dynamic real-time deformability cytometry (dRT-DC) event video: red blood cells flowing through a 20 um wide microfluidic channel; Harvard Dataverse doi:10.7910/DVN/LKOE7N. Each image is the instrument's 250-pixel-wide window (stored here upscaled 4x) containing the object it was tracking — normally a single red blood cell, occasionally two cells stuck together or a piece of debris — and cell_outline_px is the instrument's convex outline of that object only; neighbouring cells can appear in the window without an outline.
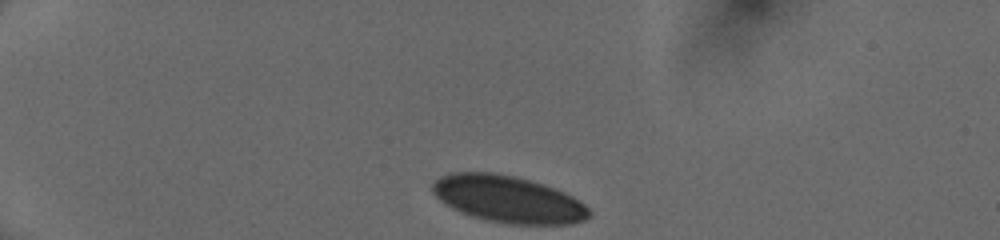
{"species": "human", "species_latin": "Homo sapiens", "temperature_condition": "cold", "stored_images_in_passage": 37, "camera_frame_rate_fps": 3000, "um_per_image_px": 0.085, "donor": {"sex": "female"}, "frame": {"image": 1, "passage_image": 1, "time_ms": 0.0, "image_size_px": [1000, 240], "cell_outline_px": [[592, 216], [584, 220], [572, 224], [508, 224], [484, 220], [460, 212], [452, 208], [440, 200], [432, 192], [432, 184], [440, 176], [448, 172], [496, 172], [516, 176], [544, 184], [556, 188], [580, 200], [592, 212]], "centroid_in_image_um": [43.2, 16.92], "position_along_channel_um": 41.8, "area_um2": 43.23}}
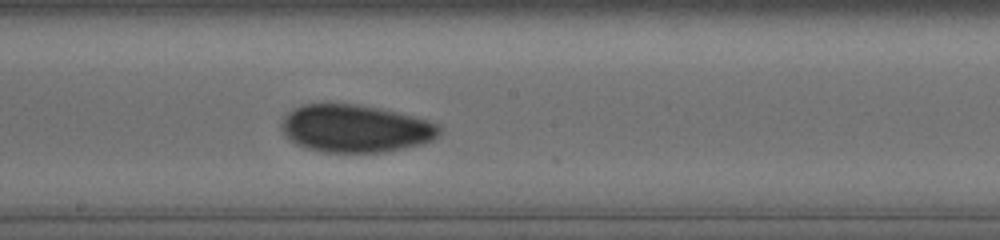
{"frame": {"image": 2, "passage_image": 19, "time_ms": 6.0, "image_size_px": [1000, 240], "cell_outline_px": [[440, 136], [424, 144], [384, 152], [324, 152], [308, 148], [296, 144], [288, 140], [284, 136], [280, 128], [280, 124], [284, 116], [292, 108], [300, 104], [324, 100], [328, 100], [356, 104], [380, 108], [428, 120], [440, 124]], "centroid_in_image_um": [30.14, 10.88], "position_along_channel_um": 218.1, "area_um2": 45.08}}
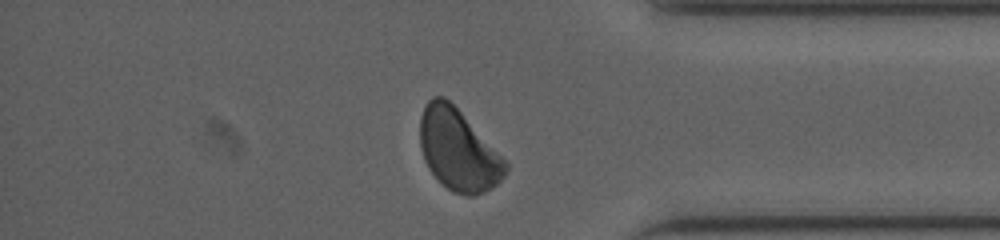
{"frame": {"image": 3, "passage_image": 33, "time_ms": 10.667, "image_size_px": [1000, 240], "cell_outline_px": [[508, 168], [504, 176], [496, 184], [484, 192], [472, 196], [468, 196], [452, 192], [428, 168], [424, 160], [420, 144], [420, 116], [428, 100], [432, 96], [444, 96], [460, 112], [508, 164]], "centroid_in_image_um": [38.92, 12.76], "position_along_channel_um": 396.3, "area_um2": 39.65}}